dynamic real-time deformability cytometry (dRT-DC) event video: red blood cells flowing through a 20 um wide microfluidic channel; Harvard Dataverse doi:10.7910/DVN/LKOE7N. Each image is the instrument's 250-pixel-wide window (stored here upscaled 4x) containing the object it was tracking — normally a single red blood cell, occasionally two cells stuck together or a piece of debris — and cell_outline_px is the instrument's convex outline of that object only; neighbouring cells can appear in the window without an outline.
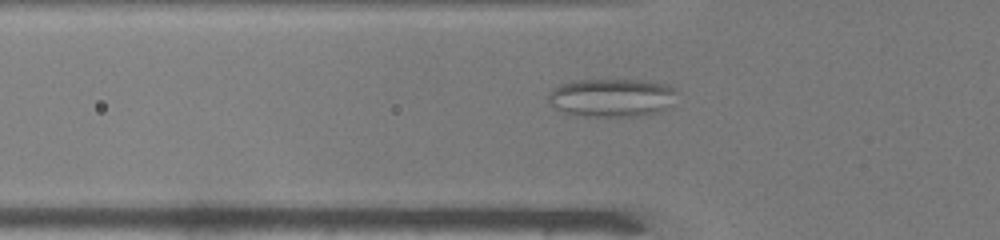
{"species": "common noctule bat (a hibernating species)", "species_latin": "Nyctalus noctula", "temperature_condition": "warm", "stored_images_in_passage": 30, "camera_frame_rate_fps": 3000, "um_per_image_px": 0.085, "animal": {"sex": "male", "body_mass_g": 19.0, "forearm_length_mm": 50.8}, "frame": {"image": 1, "passage_image": 3, "time_ms": 0.667, "image_size_px": [1000, 240], "cell_outline_px": [[680, 92], [668, 108], [660, 112], [636, 116], [576, 116], [564, 112], [548, 104], [548, 92], [552, 88], [560, 84], [572, 80], [644, 80], [668, 84], [676, 88]], "centroid_in_image_um": [52.02, 8.29], "position_along_channel_um": 73.8, "area_um2": 29.36}}
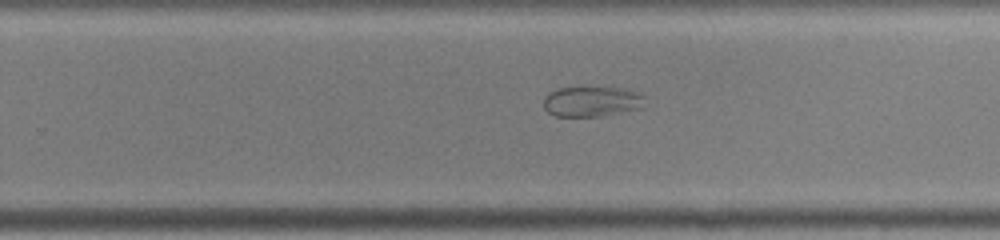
{"frame": {"image": 2, "passage_image": 18, "time_ms": 5.667, "image_size_px": [1000, 240], "cell_outline_px": [[644, 96], [640, 108], [600, 116], [556, 116], [548, 112], [544, 108], [544, 96], [548, 92], [556, 88], [584, 84], [624, 88], [640, 92]], "centroid_in_image_um": [50.24, 8.55], "position_along_channel_um": 279.6, "area_um2": 18.67}}
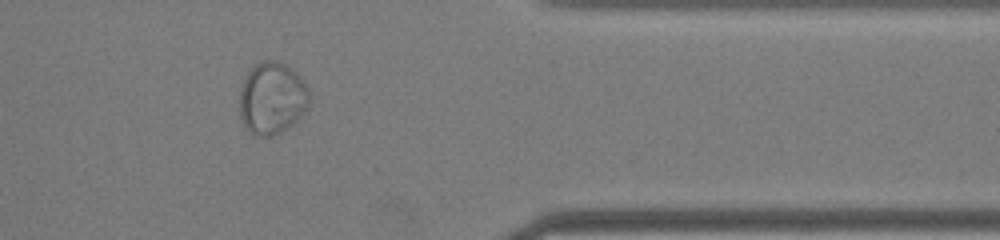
{"frame": {"image": 3, "passage_image": 27, "time_ms": 8.667, "image_size_px": [1000, 240], "cell_outline_px": [[308, 108], [292, 124], [280, 132], [272, 136], [252, 136], [244, 124], [240, 116], [240, 88], [248, 72], [256, 64], [264, 60], [276, 60], [292, 68], [300, 76], [308, 88]], "centroid_in_image_um": [23.12, 8.35], "position_along_channel_um": 388.3, "area_um2": 29.25}}